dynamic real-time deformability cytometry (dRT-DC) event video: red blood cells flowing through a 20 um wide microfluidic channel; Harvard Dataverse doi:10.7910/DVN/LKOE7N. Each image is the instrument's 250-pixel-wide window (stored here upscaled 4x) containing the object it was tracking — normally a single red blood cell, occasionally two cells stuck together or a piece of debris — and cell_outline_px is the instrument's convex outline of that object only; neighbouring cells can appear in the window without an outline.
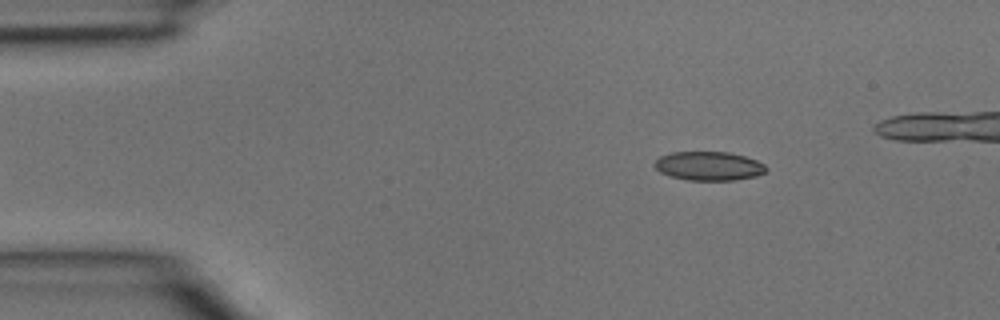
{"species": "common noctule bat (a hibernating species)", "species_latin": "Nyctalus noctula", "temperature_condition": "room temperature", "stored_images_in_passage": 4, "segment_of_instrument_passage": [2, 2], "camera_frame_rate_fps": 3000, "um_per_image_px": 0.085, "animal": {"sex": "male", "body_mass_g": 15.6}, "frame": {"image": 1, "passage_image": 4, "time_ms": 1.0, "image_size_px": [1000, 320], "cell_outline_px": [[768, 168], [764, 172], [756, 176], [736, 180], [688, 180], [672, 176], [660, 172], [652, 164], [660, 156], [672, 152], [728, 152], [744, 156], [756, 160], [764, 164]], "centroid_in_image_um": [60.25, 14.11], "position_along_channel_um": 24.8, "area_um2": 18.73}}